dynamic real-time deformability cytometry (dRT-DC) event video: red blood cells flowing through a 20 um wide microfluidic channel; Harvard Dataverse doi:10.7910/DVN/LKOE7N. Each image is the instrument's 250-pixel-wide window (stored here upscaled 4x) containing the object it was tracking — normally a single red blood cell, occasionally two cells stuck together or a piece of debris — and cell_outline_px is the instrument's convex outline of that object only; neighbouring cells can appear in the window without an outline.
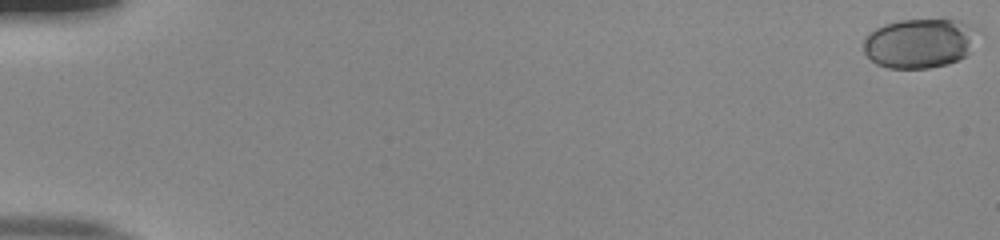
{"species": "human", "species_latin": "Homo sapiens", "temperature_condition": "room temperature", "stored_images_in_passage": 54, "camera_frame_rate_fps": 3000, "um_per_image_px": 0.085, "donor": {"sex": "male"}, "frame": {"image": 1, "passage_image": 1, "time_ms": 0.0, "image_size_px": [1000, 240], "cell_outline_px": [[972, 32], [968, 52], [964, 56], [948, 64], [928, 68], [888, 68], [876, 64], [864, 52], [864, 36], [868, 32], [884, 24], [900, 20], [960, 20], [972, 28]], "centroid_in_image_um": [78.02, 3.68], "position_along_channel_um": 7.0, "area_um2": 32.14}}
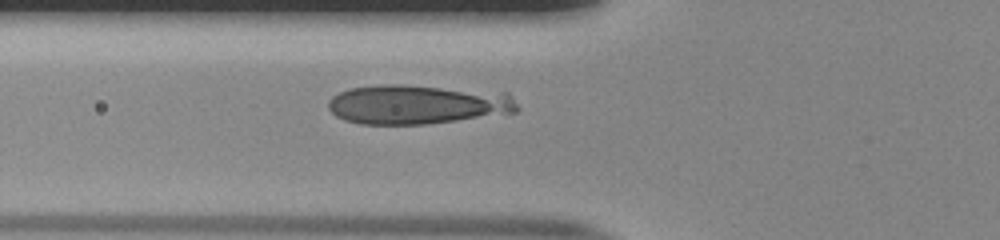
{"frame": {"image": 2, "passage_image": 22, "time_ms": 7.0, "image_size_px": [1000, 240], "cell_outline_px": [[520, 108], [516, 112], [428, 124], [360, 124], [344, 120], [336, 116], [328, 108], [328, 100], [332, 96], [348, 88], [384, 84], [404, 84], [508, 92]], "centroid_in_image_um": [35.48, 8.86], "position_along_channel_um": 90.3, "area_um2": 43.75}}
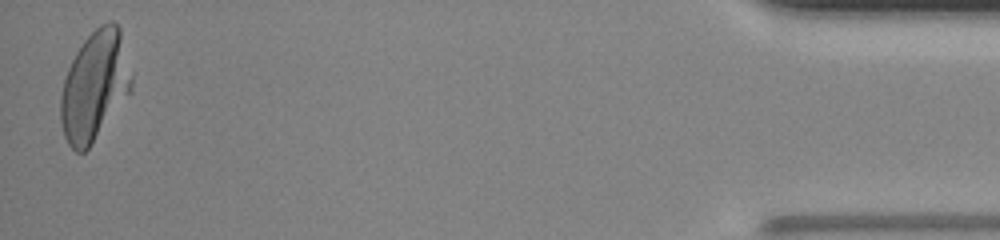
{"frame": {"image": 3, "passage_image": 54, "time_ms": 17.667, "image_size_px": [1000, 240], "cell_outline_px": [[132, 92], [88, 148], [84, 152], [76, 152], [68, 144], [64, 136], [60, 120], [60, 96], [64, 80], [68, 68], [76, 52], [84, 40], [100, 24], [108, 20], [112, 20], [120, 28], [132, 76]], "centroid_in_image_um": [8.05, 7.31], "position_along_channel_um": 427.1, "area_um2": 45.32}}